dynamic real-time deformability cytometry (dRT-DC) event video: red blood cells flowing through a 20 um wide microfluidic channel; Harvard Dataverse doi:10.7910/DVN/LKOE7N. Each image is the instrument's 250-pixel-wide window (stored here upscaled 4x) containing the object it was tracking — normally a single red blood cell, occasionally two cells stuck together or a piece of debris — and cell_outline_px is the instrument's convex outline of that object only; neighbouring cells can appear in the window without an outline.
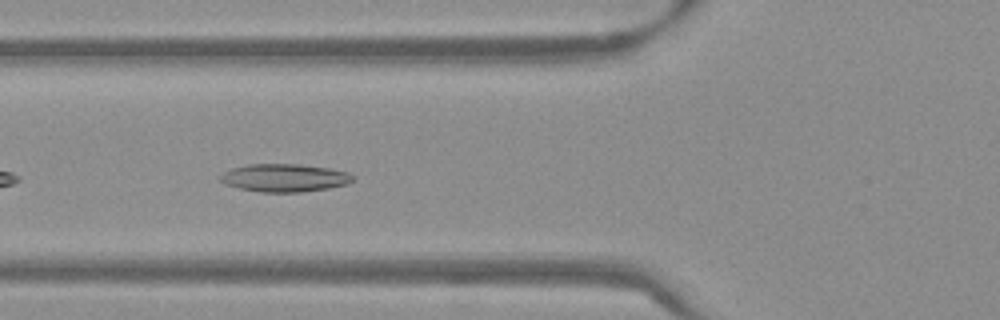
{"species": "Egyptian fruit bat (a non-hibernating species)", "species_latin": "Rousettus aegyptiacus", "temperature_condition": "warm", "stored_images_in_passage": 19, "camera_frame_rate_fps": 3000, "um_per_image_px": 0.085, "frame": {"image": 1, "passage_image": 6, "time_ms": 1.667, "image_size_px": [1000, 320], "cell_outline_px": [[352, 180], [348, 184], [328, 188], [300, 192], [260, 192], [240, 188], [224, 184], [216, 176], [232, 168], [248, 164], [300, 164], [328, 168], [348, 172], [352, 176]], "centroid_in_image_um": [24.13, 15.11], "position_along_channel_um": 101.7, "area_um2": 21.56}}
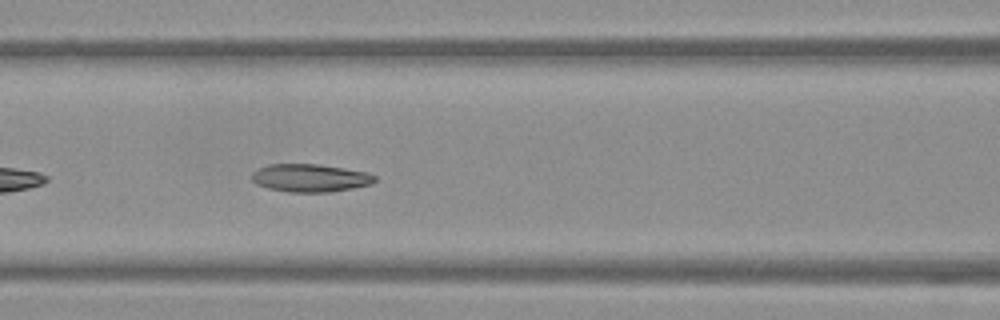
{"frame": {"image": 2, "passage_image": 9, "time_ms": 2.667, "image_size_px": [1000, 320], "cell_outline_px": [[376, 180], [372, 184], [352, 188], [328, 192], [288, 192], [268, 188], [256, 184], [252, 180], [252, 172], [268, 164], [320, 164], [368, 172], [376, 176]], "centroid_in_image_um": [26.37, 15.12], "position_along_channel_um": 140.2, "area_um2": 20.06}}
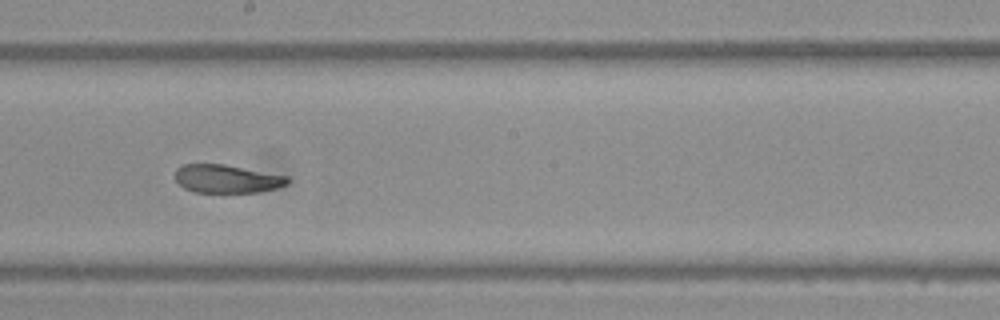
{"frame": {"image": 3, "passage_image": 16, "time_ms": 5.0, "image_size_px": [1000, 320], "cell_outline_px": [[288, 184], [276, 188], [260, 192], [196, 192], [184, 188], [176, 180], [176, 168], [184, 164], [224, 164], [288, 176]], "centroid_in_image_um": [19.29, 15.19], "position_along_channel_um": 228.9, "area_um2": 18.38}}